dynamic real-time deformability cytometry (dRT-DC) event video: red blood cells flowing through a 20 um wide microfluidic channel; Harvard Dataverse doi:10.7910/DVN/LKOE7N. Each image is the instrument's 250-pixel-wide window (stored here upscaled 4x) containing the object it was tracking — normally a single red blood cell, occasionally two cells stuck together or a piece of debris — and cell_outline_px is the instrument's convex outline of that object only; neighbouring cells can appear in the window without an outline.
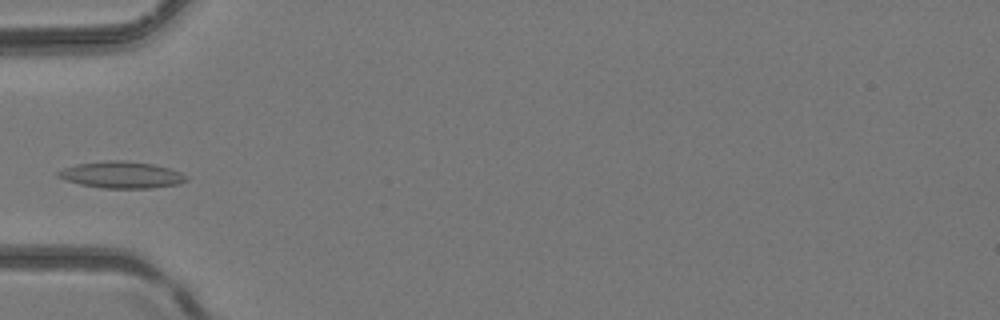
{"species": "common noctule bat (a hibernating species)", "species_latin": "Nyctalus noctula", "temperature_condition": "room temperature", "stored_images_in_passage": 5, "camera_frame_rate_fps": 3000, "um_per_image_px": 0.085, "animal": {"sex": "female", "body_mass_g": 24.6, "forearm_length_mm": 56.2}, "frame": {"image": 1, "passage_image": 5, "time_ms": 1.333, "image_size_px": [1000, 320], "cell_outline_px": [[188, 180], [180, 184], [152, 188], [100, 188], [80, 184], [64, 180], [56, 176], [56, 172], [64, 168], [76, 164], [104, 160], [120, 160], [152, 164], [168, 168], [180, 172], [188, 176]], "centroid_in_image_um": [10.31, 14.86], "position_along_channel_um": 74.7, "area_um2": 20.06}}